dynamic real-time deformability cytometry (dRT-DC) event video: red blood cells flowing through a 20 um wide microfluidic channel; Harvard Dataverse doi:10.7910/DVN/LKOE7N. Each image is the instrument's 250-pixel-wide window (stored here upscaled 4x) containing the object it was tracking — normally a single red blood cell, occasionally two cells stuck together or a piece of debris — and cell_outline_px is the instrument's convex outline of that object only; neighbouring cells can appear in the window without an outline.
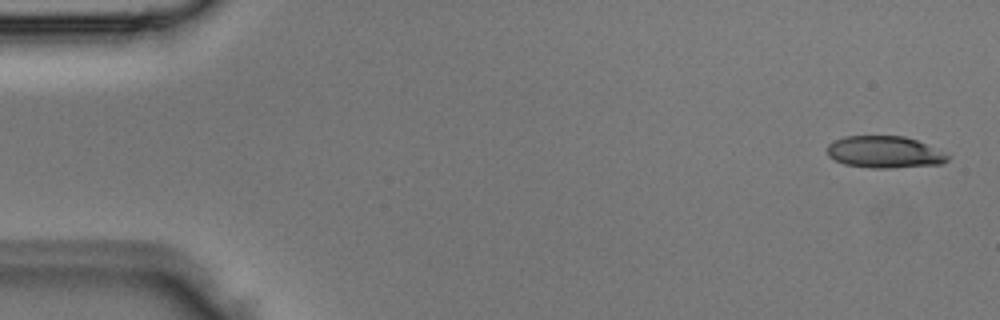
{"species": "Egyptian fruit bat (a non-hibernating species)", "species_latin": "Rousettus aegyptiacus", "temperature_condition": "room temperature", "stored_images_in_passage": 4, "camera_frame_rate_fps": 3000, "um_per_image_px": 0.085, "animal": {"sex": "male"}, "frame": {"image": 1, "passage_image": 1, "time_ms": 0.0, "image_size_px": [1000, 320], "cell_outline_px": [[952, 156], [948, 160], [940, 164], [888, 168], [872, 168], [844, 164], [828, 156], [828, 144], [844, 136], [904, 136], [916, 140], [948, 152]], "centroid_in_image_um": [75.24, 12.92], "position_along_channel_um": 9.8, "area_um2": 22.48}}